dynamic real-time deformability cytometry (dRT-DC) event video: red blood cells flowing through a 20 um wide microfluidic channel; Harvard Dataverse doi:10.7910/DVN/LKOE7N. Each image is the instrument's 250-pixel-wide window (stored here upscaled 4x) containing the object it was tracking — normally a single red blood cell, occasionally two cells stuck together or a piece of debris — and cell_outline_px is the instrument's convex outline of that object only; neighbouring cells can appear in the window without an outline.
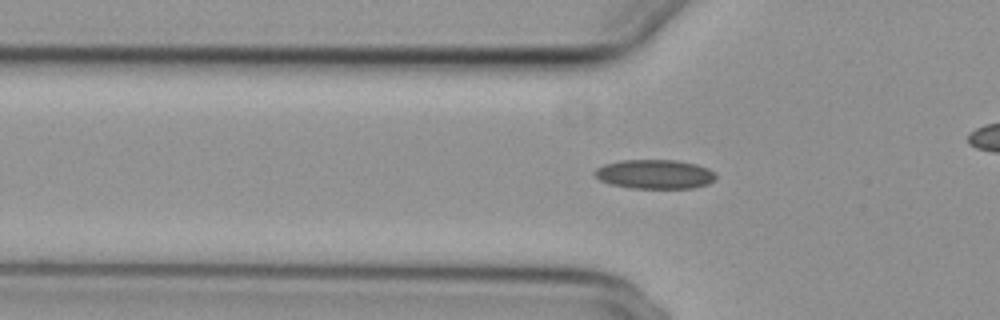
{"species": "common noctule bat (a hibernating species)", "species_latin": "Nyctalus noctula", "temperature_condition": "cold", "stored_images_in_passage": 44, "camera_frame_rate_fps": 3000, "um_per_image_px": 0.085, "animal": {"sex": "female", "body_mass_g": 29.2, "forearm_length_mm": 56.3}, "frame": {"image": 1, "passage_image": 17, "time_ms": 5.333, "image_size_px": [1000, 320], "cell_outline_px": [[716, 176], [708, 184], [692, 188], [632, 188], [612, 184], [600, 180], [592, 172], [596, 168], [604, 164], [620, 160], [676, 160], [696, 164], [708, 168], [716, 172]], "centroid_in_image_um": [55.65, 14.8], "position_along_channel_um": 70.1, "area_um2": 20.63}}
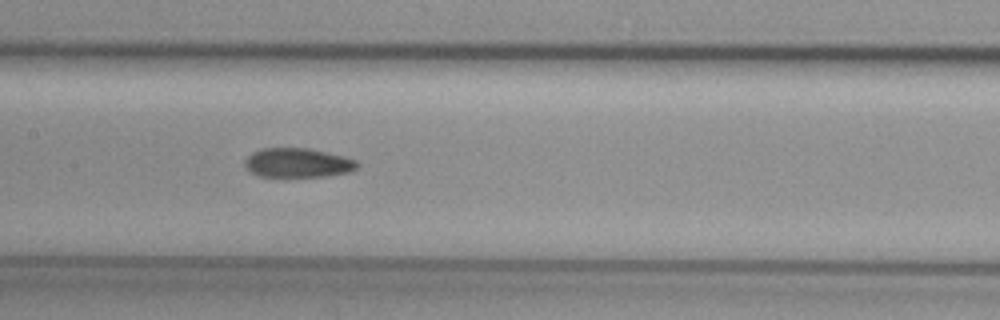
{"frame": {"image": 2, "passage_image": 26, "time_ms": 8.333, "image_size_px": [1000, 320], "cell_outline_px": [[360, 164], [356, 168], [348, 172], [324, 176], [260, 176], [244, 168], [244, 160], [252, 152], [260, 148], [308, 148], [344, 156], [356, 160]], "centroid_in_image_um": [25.28, 13.82], "position_along_channel_um": 182.1, "area_um2": 19.13}}
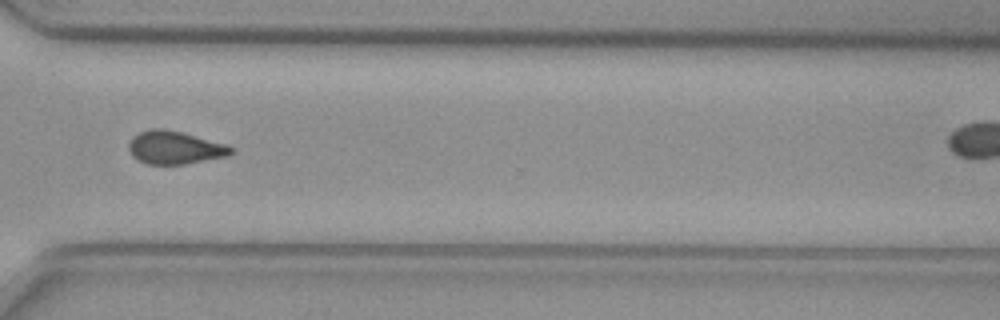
{"frame": {"image": 3, "passage_image": 40, "time_ms": 13.0, "image_size_px": [1000, 320], "cell_outline_px": [[236, 148], [228, 156], [184, 164], [148, 164], [132, 156], [128, 148], [128, 144], [132, 136], [140, 132], [152, 128], [164, 128], [228, 144]], "centroid_in_image_um": [14.87, 12.54], "position_along_channel_um": 355.7, "area_um2": 19.71}}